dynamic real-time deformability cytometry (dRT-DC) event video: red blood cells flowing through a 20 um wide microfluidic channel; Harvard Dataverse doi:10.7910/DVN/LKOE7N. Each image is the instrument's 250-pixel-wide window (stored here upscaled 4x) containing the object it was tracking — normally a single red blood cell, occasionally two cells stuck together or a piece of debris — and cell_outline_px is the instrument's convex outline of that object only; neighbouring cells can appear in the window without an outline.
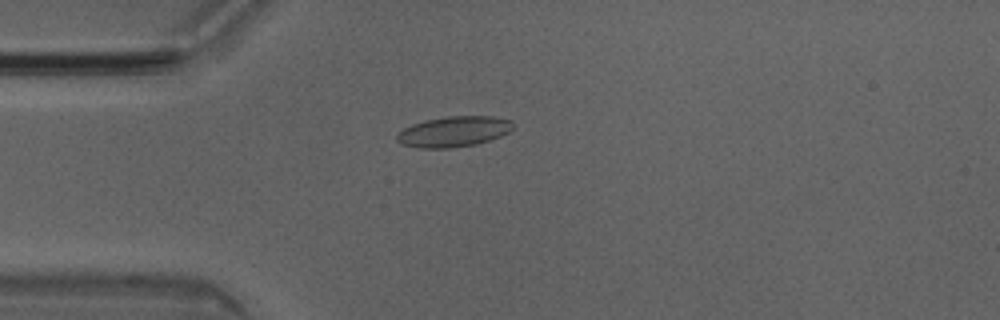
{"species": "Egyptian fruit bat (a non-hibernating species)", "species_latin": "Rousettus aegyptiacus", "temperature_condition": "room temperature", "stored_images_in_passage": 35, "camera_frame_rate_fps": 3000, "um_per_image_px": 0.085, "animal": {"sex": "male"}, "frame": {"image": 1, "passage_image": 12, "time_ms": 3.667, "image_size_px": [1000, 320], "cell_outline_px": [[516, 124], [508, 132], [500, 136], [476, 144], [448, 148], [420, 148], [400, 144], [396, 140], [396, 136], [404, 128], [412, 124], [424, 120], [448, 116], [492, 116], [512, 120]], "centroid_in_image_um": [38.57, 11.18], "position_along_channel_um": 46.4, "area_um2": 20.69}}
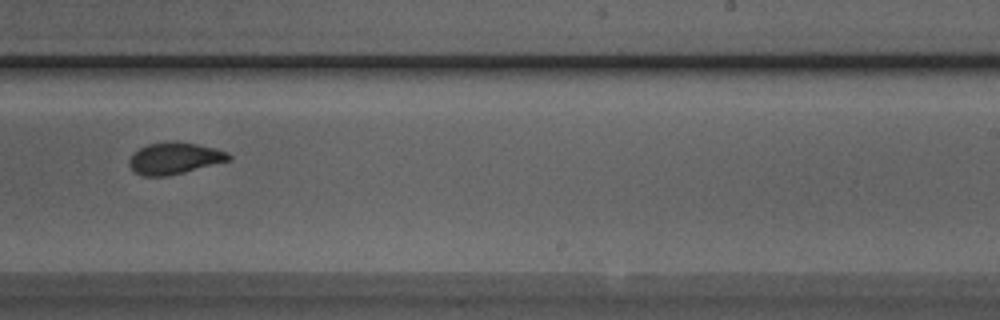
{"frame": {"image": 2, "passage_image": 30, "time_ms": 9.667, "image_size_px": [1000, 320], "cell_outline_px": [[232, 156], [228, 160], [184, 172], [168, 176], [144, 176], [136, 172], [128, 164], [128, 160], [132, 152], [148, 144], [172, 140], [176, 140], [216, 148], [228, 152]], "centroid_in_image_um": [14.8, 13.43], "position_along_channel_um": 274.2, "area_um2": 18.38}}
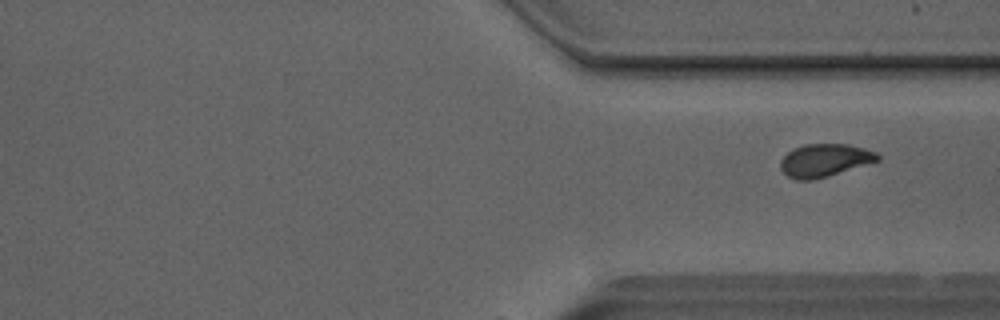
{"frame": {"image": 3, "passage_image": 35, "time_ms": 11.333, "image_size_px": [1000, 320], "cell_outline_px": [[880, 160], [828, 176], [812, 180], [796, 180], [788, 176], [780, 168], [780, 160], [792, 148], [804, 144], [848, 144], [864, 148], [876, 152], [880, 156]], "centroid_in_image_um": [70.08, 13.62], "position_along_channel_um": 341.3, "area_um2": 18.61}}